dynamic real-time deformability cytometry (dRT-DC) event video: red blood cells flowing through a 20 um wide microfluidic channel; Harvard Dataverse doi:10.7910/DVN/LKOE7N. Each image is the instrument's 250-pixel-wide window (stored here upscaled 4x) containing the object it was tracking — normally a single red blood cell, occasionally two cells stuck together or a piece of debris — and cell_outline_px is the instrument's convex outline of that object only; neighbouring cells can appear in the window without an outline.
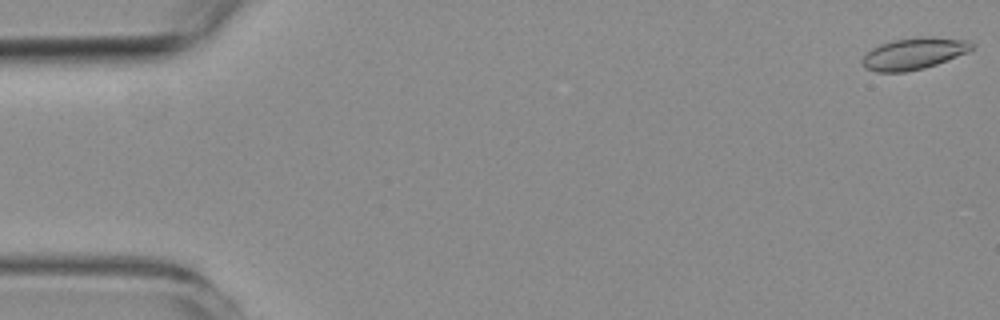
{"species": "common noctule bat (a hibernating species)", "species_latin": "Nyctalus noctula", "temperature_condition": "room temperature", "stored_images_in_passage": 23, "camera_frame_rate_fps": 3000, "um_per_image_px": 0.085, "animal": {"sex": "female", "body_mass_g": 19.3, "forearm_length_mm": 54.1}, "frame": {"image": 1, "passage_image": 1, "time_ms": 0.0, "image_size_px": [1000, 320], "cell_outline_px": [[976, 44], [968, 52], [936, 64], [924, 68], [904, 72], [876, 72], [864, 68], [860, 60], [872, 48], [880, 44], [892, 40], [924, 36], [928, 36], [968, 40]], "centroid_in_image_um": [77.67, 4.55], "position_along_channel_um": 7.3, "area_um2": 20.29}}
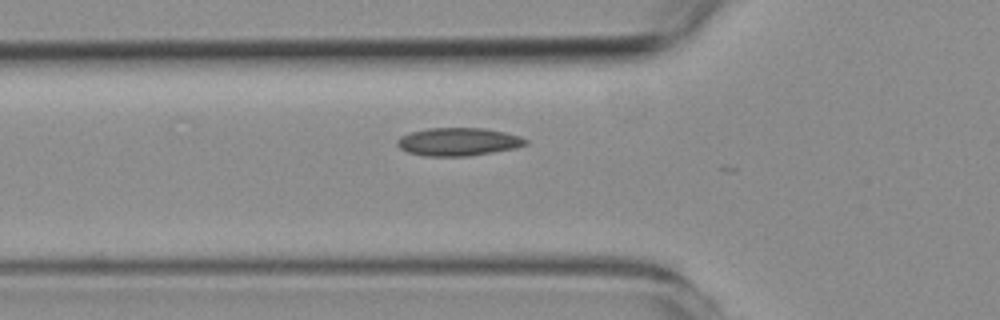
{"frame": {"image": 2, "passage_image": 19, "time_ms": 6.0, "image_size_px": [1000, 320], "cell_outline_px": [[528, 144], [516, 148], [468, 156], [424, 156], [408, 152], [400, 148], [396, 144], [396, 140], [400, 136], [412, 132], [428, 128], [484, 128], [504, 132], [520, 136], [528, 140]], "centroid_in_image_um": [38.95, 12.05], "position_along_channel_um": 86.8, "area_um2": 20.98}}
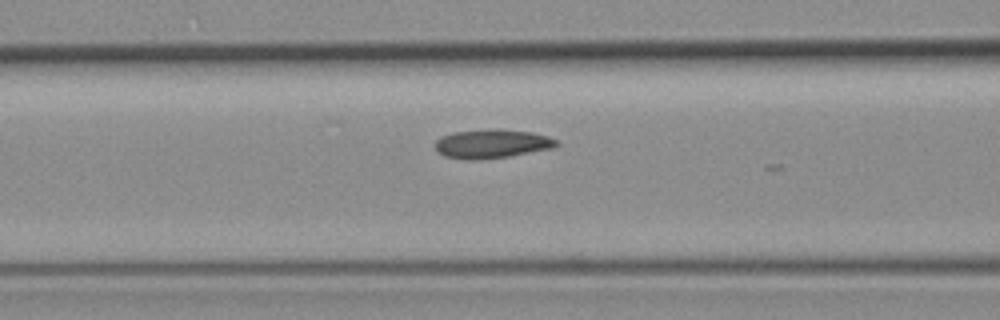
{"frame": {"image": 3, "passage_image": 22, "time_ms": 7.0, "image_size_px": [1000, 320], "cell_outline_px": [[560, 144], [556, 148], [508, 156], [468, 160], [464, 160], [444, 156], [436, 152], [436, 140], [440, 136], [452, 132], [488, 128], [500, 128], [532, 132], [548, 136], [556, 140]], "centroid_in_image_um": [41.81, 12.2], "position_along_channel_um": 124.8, "area_um2": 20.81}}